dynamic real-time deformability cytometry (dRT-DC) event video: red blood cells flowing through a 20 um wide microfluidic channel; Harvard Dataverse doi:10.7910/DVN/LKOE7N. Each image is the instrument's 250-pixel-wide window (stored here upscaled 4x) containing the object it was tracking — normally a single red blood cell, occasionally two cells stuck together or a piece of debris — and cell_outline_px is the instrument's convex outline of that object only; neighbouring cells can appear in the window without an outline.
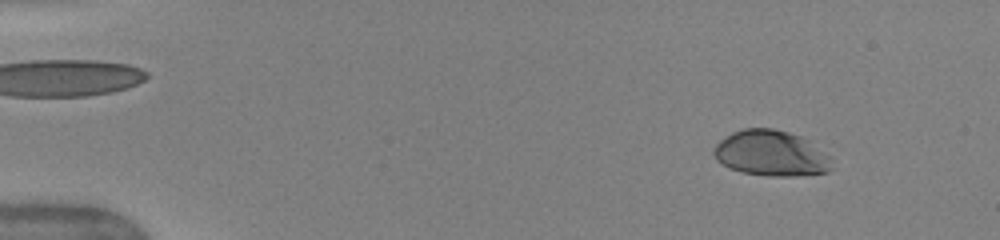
{"species": "human", "species_latin": "Homo sapiens", "temperature_condition": "warm", "stored_images_in_passage": 52, "camera_frame_rate_fps": 3000, "um_per_image_px": 0.085, "donor": {"sex": "female"}, "frame": {"image": 1, "passage_image": 7, "time_ms": 2.0, "image_size_px": [1000, 240], "cell_outline_px": [[832, 168], [828, 172], [792, 176], [768, 176], [740, 172], [728, 168], [716, 160], [712, 152], [716, 144], [720, 140], [732, 132], [744, 128], [772, 128], [788, 132], [800, 136], [808, 140], [832, 156]], "centroid_in_image_um": [65.55, 13.04], "position_along_channel_um": 19.5, "area_um2": 31.73}}
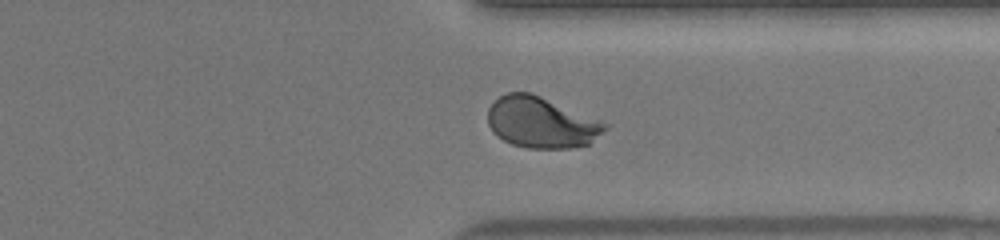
{"frame": {"image": 2, "passage_image": 41, "time_ms": 13.333, "image_size_px": [1000, 240], "cell_outline_px": [[608, 128], [588, 144], [572, 148], [528, 148], [512, 144], [496, 136], [492, 132], [488, 124], [488, 108], [500, 96], [508, 92], [532, 92], [600, 120], [608, 124]], "centroid_in_image_um": [45.99, 10.4], "position_along_channel_um": 365.4, "area_um2": 34.85}}
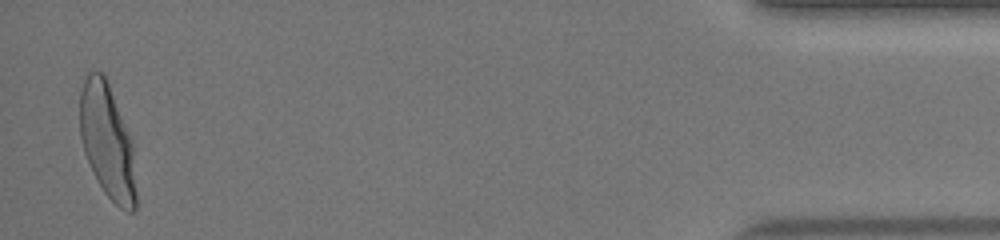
{"frame": {"image": 3, "passage_image": 51, "time_ms": 16.667, "image_size_px": [1000, 240], "cell_outline_px": [[136, 208], [132, 212], [128, 212], [120, 208], [104, 192], [84, 152], [80, 136], [80, 92], [84, 80], [88, 72], [104, 72], [132, 144], [136, 192]], "centroid_in_image_um": [9.11, 12.02], "position_along_channel_um": 426.1, "area_um2": 36.76}, "authors_computed_cell_mechanics": {"area_um2": 34.1598, "velocity_mm_per_s": 4.0497, "shape_relaxation_time_tau1_ms": 3.4181, "shape_relaxation_time_tau2_ms": null, "deformation_change_tau1": 0.1954, "deformation_change_tau2": null}}